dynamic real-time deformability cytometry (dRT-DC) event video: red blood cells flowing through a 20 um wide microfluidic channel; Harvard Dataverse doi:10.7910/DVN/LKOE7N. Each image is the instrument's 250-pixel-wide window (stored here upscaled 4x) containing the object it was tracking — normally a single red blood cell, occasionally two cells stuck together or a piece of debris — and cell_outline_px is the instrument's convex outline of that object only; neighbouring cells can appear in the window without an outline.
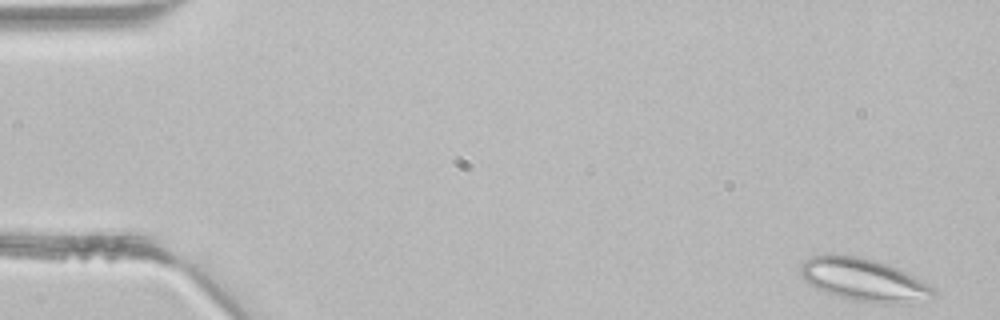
{"species": "common noctule bat (a hibernating species)", "species_latin": "Nyctalus noctula", "temperature_condition": "room temperature", "stored_images_in_passage": 4, "camera_frame_rate_fps": 3000, "um_per_image_px": 0.085, "animal": {"sex": "male", "body_mass_g": 21.5, "forearm_length_mm": 52.0}, "frame": {"image": 1, "passage_image": 1, "time_ms": 0.0, "image_size_px": [1000, 320], "cell_outline_px": [[936, 292], [932, 296], [904, 304], [884, 304], [852, 300], [816, 288], [808, 284], [804, 280], [800, 272], [800, 264], [804, 260], [812, 256], [860, 256], [888, 264], [908, 272], [916, 276], [936, 288]], "centroid_in_image_um": [73.46, 23.79], "position_along_channel_um": 11.5, "area_um2": 32.89}}